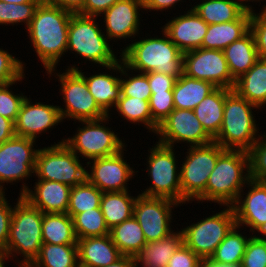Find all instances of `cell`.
<instances>
[{"label": "cell", "mask_w": 266, "mask_h": 267, "mask_svg": "<svg viewBox=\"0 0 266 267\" xmlns=\"http://www.w3.org/2000/svg\"><path fill=\"white\" fill-rule=\"evenodd\" d=\"M183 244V232L178 229L158 241L147 242L135 256V267H167L169 259Z\"/></svg>", "instance_id": "26"}, {"label": "cell", "mask_w": 266, "mask_h": 267, "mask_svg": "<svg viewBox=\"0 0 266 267\" xmlns=\"http://www.w3.org/2000/svg\"><path fill=\"white\" fill-rule=\"evenodd\" d=\"M104 267H135V259L132 256H122L116 262Z\"/></svg>", "instance_id": "55"}, {"label": "cell", "mask_w": 266, "mask_h": 267, "mask_svg": "<svg viewBox=\"0 0 266 267\" xmlns=\"http://www.w3.org/2000/svg\"><path fill=\"white\" fill-rule=\"evenodd\" d=\"M46 73L49 75L48 78L54 75L61 85L59 92L65 108L61 105L58 107L63 122L65 119L74 120L75 123L82 120H97L107 115L91 95L85 79L76 70L66 69L62 73L53 68Z\"/></svg>", "instance_id": "10"}, {"label": "cell", "mask_w": 266, "mask_h": 267, "mask_svg": "<svg viewBox=\"0 0 266 267\" xmlns=\"http://www.w3.org/2000/svg\"><path fill=\"white\" fill-rule=\"evenodd\" d=\"M230 90L228 88H216L193 109L203 129L212 139L218 135L221 129L225 96Z\"/></svg>", "instance_id": "29"}, {"label": "cell", "mask_w": 266, "mask_h": 267, "mask_svg": "<svg viewBox=\"0 0 266 267\" xmlns=\"http://www.w3.org/2000/svg\"><path fill=\"white\" fill-rule=\"evenodd\" d=\"M9 259L10 258L7 255H5L3 252H0V267H5L6 261H9Z\"/></svg>", "instance_id": "58"}, {"label": "cell", "mask_w": 266, "mask_h": 267, "mask_svg": "<svg viewBox=\"0 0 266 267\" xmlns=\"http://www.w3.org/2000/svg\"><path fill=\"white\" fill-rule=\"evenodd\" d=\"M25 74L17 81L0 85V115L8 118L9 120H12L14 123L17 119L20 107L24 99L26 98V95H23L25 93H15L12 91L14 84L18 82H22L23 79H25Z\"/></svg>", "instance_id": "42"}, {"label": "cell", "mask_w": 266, "mask_h": 267, "mask_svg": "<svg viewBox=\"0 0 266 267\" xmlns=\"http://www.w3.org/2000/svg\"><path fill=\"white\" fill-rule=\"evenodd\" d=\"M29 267H79L78 246L43 243L39 256Z\"/></svg>", "instance_id": "36"}, {"label": "cell", "mask_w": 266, "mask_h": 267, "mask_svg": "<svg viewBox=\"0 0 266 267\" xmlns=\"http://www.w3.org/2000/svg\"><path fill=\"white\" fill-rule=\"evenodd\" d=\"M148 150L145 164L146 172L151 180L150 186L139 194L148 197H163L182 205V189L180 186V161L174 147L156 141Z\"/></svg>", "instance_id": "7"}, {"label": "cell", "mask_w": 266, "mask_h": 267, "mask_svg": "<svg viewBox=\"0 0 266 267\" xmlns=\"http://www.w3.org/2000/svg\"><path fill=\"white\" fill-rule=\"evenodd\" d=\"M197 221L181 229L183 243L202 260H207L236 225L235 214L232 206L223 205L220 212Z\"/></svg>", "instance_id": "13"}, {"label": "cell", "mask_w": 266, "mask_h": 267, "mask_svg": "<svg viewBox=\"0 0 266 267\" xmlns=\"http://www.w3.org/2000/svg\"><path fill=\"white\" fill-rule=\"evenodd\" d=\"M195 267H206V260H202L199 264H197Z\"/></svg>", "instance_id": "60"}, {"label": "cell", "mask_w": 266, "mask_h": 267, "mask_svg": "<svg viewBox=\"0 0 266 267\" xmlns=\"http://www.w3.org/2000/svg\"><path fill=\"white\" fill-rule=\"evenodd\" d=\"M26 64L18 57L0 48V85L9 84L19 80L25 73ZM25 71V72H24Z\"/></svg>", "instance_id": "44"}, {"label": "cell", "mask_w": 266, "mask_h": 267, "mask_svg": "<svg viewBox=\"0 0 266 267\" xmlns=\"http://www.w3.org/2000/svg\"><path fill=\"white\" fill-rule=\"evenodd\" d=\"M15 200L17 202H14L9 236L3 253L10 261L15 260L18 267H29L39 256L43 244V212L30 205L21 195Z\"/></svg>", "instance_id": "4"}, {"label": "cell", "mask_w": 266, "mask_h": 267, "mask_svg": "<svg viewBox=\"0 0 266 267\" xmlns=\"http://www.w3.org/2000/svg\"><path fill=\"white\" fill-rule=\"evenodd\" d=\"M261 1L263 2L264 0H243L246 10L251 11V12L254 11L253 8H255V7H252V4L250 2H253V3L258 2L261 4ZM264 2H266V0ZM249 4H251V5H249Z\"/></svg>", "instance_id": "57"}, {"label": "cell", "mask_w": 266, "mask_h": 267, "mask_svg": "<svg viewBox=\"0 0 266 267\" xmlns=\"http://www.w3.org/2000/svg\"><path fill=\"white\" fill-rule=\"evenodd\" d=\"M43 243L77 244L73 218L67 213H43Z\"/></svg>", "instance_id": "33"}, {"label": "cell", "mask_w": 266, "mask_h": 267, "mask_svg": "<svg viewBox=\"0 0 266 267\" xmlns=\"http://www.w3.org/2000/svg\"><path fill=\"white\" fill-rule=\"evenodd\" d=\"M110 236L124 256L134 257L147 243L140 224L134 216L110 229Z\"/></svg>", "instance_id": "34"}, {"label": "cell", "mask_w": 266, "mask_h": 267, "mask_svg": "<svg viewBox=\"0 0 266 267\" xmlns=\"http://www.w3.org/2000/svg\"><path fill=\"white\" fill-rule=\"evenodd\" d=\"M250 180L249 153L244 150L225 149L209 175L206 190L196 203L211 202L231 206Z\"/></svg>", "instance_id": "3"}, {"label": "cell", "mask_w": 266, "mask_h": 267, "mask_svg": "<svg viewBox=\"0 0 266 267\" xmlns=\"http://www.w3.org/2000/svg\"><path fill=\"white\" fill-rule=\"evenodd\" d=\"M143 0H119L107 9L101 16L105 29L104 33L111 42L135 38L140 34V11L143 13ZM106 31V32H105Z\"/></svg>", "instance_id": "19"}, {"label": "cell", "mask_w": 266, "mask_h": 267, "mask_svg": "<svg viewBox=\"0 0 266 267\" xmlns=\"http://www.w3.org/2000/svg\"><path fill=\"white\" fill-rule=\"evenodd\" d=\"M249 153L250 179L266 182V133L261 134Z\"/></svg>", "instance_id": "43"}, {"label": "cell", "mask_w": 266, "mask_h": 267, "mask_svg": "<svg viewBox=\"0 0 266 267\" xmlns=\"http://www.w3.org/2000/svg\"><path fill=\"white\" fill-rule=\"evenodd\" d=\"M114 110L127 123L142 124L141 126L144 125V128L148 129L147 132L156 135L159 125L152 119L149 100L120 95Z\"/></svg>", "instance_id": "35"}, {"label": "cell", "mask_w": 266, "mask_h": 267, "mask_svg": "<svg viewBox=\"0 0 266 267\" xmlns=\"http://www.w3.org/2000/svg\"><path fill=\"white\" fill-rule=\"evenodd\" d=\"M119 0H85L83 7L77 12L83 16L101 17V15Z\"/></svg>", "instance_id": "51"}, {"label": "cell", "mask_w": 266, "mask_h": 267, "mask_svg": "<svg viewBox=\"0 0 266 267\" xmlns=\"http://www.w3.org/2000/svg\"><path fill=\"white\" fill-rule=\"evenodd\" d=\"M15 135L14 122L0 115V144L8 141Z\"/></svg>", "instance_id": "53"}, {"label": "cell", "mask_w": 266, "mask_h": 267, "mask_svg": "<svg viewBox=\"0 0 266 267\" xmlns=\"http://www.w3.org/2000/svg\"><path fill=\"white\" fill-rule=\"evenodd\" d=\"M102 195L103 192L87 180L72 187L67 214L73 218L78 213L99 208Z\"/></svg>", "instance_id": "38"}, {"label": "cell", "mask_w": 266, "mask_h": 267, "mask_svg": "<svg viewBox=\"0 0 266 267\" xmlns=\"http://www.w3.org/2000/svg\"><path fill=\"white\" fill-rule=\"evenodd\" d=\"M42 0H32L31 2L14 4L0 1V25H25V29L31 23L36 8ZM22 23V24H20Z\"/></svg>", "instance_id": "40"}, {"label": "cell", "mask_w": 266, "mask_h": 267, "mask_svg": "<svg viewBox=\"0 0 266 267\" xmlns=\"http://www.w3.org/2000/svg\"><path fill=\"white\" fill-rule=\"evenodd\" d=\"M61 122L62 118L57 105L43 104L40 101L33 102L29 95V98L26 96L22 102L14 123L15 134L36 140L42 133L51 131Z\"/></svg>", "instance_id": "20"}, {"label": "cell", "mask_w": 266, "mask_h": 267, "mask_svg": "<svg viewBox=\"0 0 266 267\" xmlns=\"http://www.w3.org/2000/svg\"><path fill=\"white\" fill-rule=\"evenodd\" d=\"M0 1L5 3L20 4V3L31 2L32 0H0Z\"/></svg>", "instance_id": "59"}, {"label": "cell", "mask_w": 266, "mask_h": 267, "mask_svg": "<svg viewBox=\"0 0 266 267\" xmlns=\"http://www.w3.org/2000/svg\"><path fill=\"white\" fill-rule=\"evenodd\" d=\"M233 90L263 109L266 105V58L259 57L245 74L235 80Z\"/></svg>", "instance_id": "27"}, {"label": "cell", "mask_w": 266, "mask_h": 267, "mask_svg": "<svg viewBox=\"0 0 266 267\" xmlns=\"http://www.w3.org/2000/svg\"><path fill=\"white\" fill-rule=\"evenodd\" d=\"M36 141L15 135L0 144V192L6 190L5 183L13 185L22 181L19 195L29 188L26 181L34 175L38 152Z\"/></svg>", "instance_id": "12"}, {"label": "cell", "mask_w": 266, "mask_h": 267, "mask_svg": "<svg viewBox=\"0 0 266 267\" xmlns=\"http://www.w3.org/2000/svg\"><path fill=\"white\" fill-rule=\"evenodd\" d=\"M223 52L234 80L245 74L259 58L255 38L251 31L227 46Z\"/></svg>", "instance_id": "28"}, {"label": "cell", "mask_w": 266, "mask_h": 267, "mask_svg": "<svg viewBox=\"0 0 266 267\" xmlns=\"http://www.w3.org/2000/svg\"><path fill=\"white\" fill-rule=\"evenodd\" d=\"M81 161L61 139L57 144L38 148L33 177L74 187L86 181L87 167Z\"/></svg>", "instance_id": "9"}, {"label": "cell", "mask_w": 266, "mask_h": 267, "mask_svg": "<svg viewBox=\"0 0 266 267\" xmlns=\"http://www.w3.org/2000/svg\"><path fill=\"white\" fill-rule=\"evenodd\" d=\"M183 74L217 88L233 89L235 85L221 50L199 48L183 53Z\"/></svg>", "instance_id": "16"}, {"label": "cell", "mask_w": 266, "mask_h": 267, "mask_svg": "<svg viewBox=\"0 0 266 267\" xmlns=\"http://www.w3.org/2000/svg\"><path fill=\"white\" fill-rule=\"evenodd\" d=\"M185 10L187 12L167 19L161 27L183 53L202 48L208 29V24L192 8Z\"/></svg>", "instance_id": "22"}, {"label": "cell", "mask_w": 266, "mask_h": 267, "mask_svg": "<svg viewBox=\"0 0 266 267\" xmlns=\"http://www.w3.org/2000/svg\"><path fill=\"white\" fill-rule=\"evenodd\" d=\"M42 2L56 5L73 13H77L83 7L85 0H42Z\"/></svg>", "instance_id": "54"}, {"label": "cell", "mask_w": 266, "mask_h": 267, "mask_svg": "<svg viewBox=\"0 0 266 267\" xmlns=\"http://www.w3.org/2000/svg\"><path fill=\"white\" fill-rule=\"evenodd\" d=\"M77 246L79 267H104L123 256L110 234L78 239Z\"/></svg>", "instance_id": "24"}, {"label": "cell", "mask_w": 266, "mask_h": 267, "mask_svg": "<svg viewBox=\"0 0 266 267\" xmlns=\"http://www.w3.org/2000/svg\"><path fill=\"white\" fill-rule=\"evenodd\" d=\"M99 18L93 16H83L73 13L68 27L67 53H75L80 56L84 63L98 64L97 67L110 66L118 62L119 59L110 41L97 22ZM78 55V56H77ZM85 59V60H84Z\"/></svg>", "instance_id": "6"}, {"label": "cell", "mask_w": 266, "mask_h": 267, "mask_svg": "<svg viewBox=\"0 0 266 267\" xmlns=\"http://www.w3.org/2000/svg\"><path fill=\"white\" fill-rule=\"evenodd\" d=\"M231 206L241 230L247 227L252 235H266V182L250 179Z\"/></svg>", "instance_id": "18"}, {"label": "cell", "mask_w": 266, "mask_h": 267, "mask_svg": "<svg viewBox=\"0 0 266 267\" xmlns=\"http://www.w3.org/2000/svg\"><path fill=\"white\" fill-rule=\"evenodd\" d=\"M251 11H245L237 20L208 25L202 48L223 51L250 31Z\"/></svg>", "instance_id": "25"}, {"label": "cell", "mask_w": 266, "mask_h": 267, "mask_svg": "<svg viewBox=\"0 0 266 267\" xmlns=\"http://www.w3.org/2000/svg\"><path fill=\"white\" fill-rule=\"evenodd\" d=\"M67 69L76 70L85 79L88 90L94 97L96 103L107 115H109L110 111L112 112L115 108V105L121 95V58L115 64L102 68L107 72L101 73L97 71L96 73L95 71V74H92L90 76L88 75V73L86 74L85 72H82V68L77 67L76 64L67 66Z\"/></svg>", "instance_id": "21"}, {"label": "cell", "mask_w": 266, "mask_h": 267, "mask_svg": "<svg viewBox=\"0 0 266 267\" xmlns=\"http://www.w3.org/2000/svg\"><path fill=\"white\" fill-rule=\"evenodd\" d=\"M191 8L208 24L237 20L245 11L243 0H202Z\"/></svg>", "instance_id": "31"}, {"label": "cell", "mask_w": 266, "mask_h": 267, "mask_svg": "<svg viewBox=\"0 0 266 267\" xmlns=\"http://www.w3.org/2000/svg\"><path fill=\"white\" fill-rule=\"evenodd\" d=\"M217 87L212 83L182 74L173 88V102L176 109L193 110Z\"/></svg>", "instance_id": "30"}, {"label": "cell", "mask_w": 266, "mask_h": 267, "mask_svg": "<svg viewBox=\"0 0 266 267\" xmlns=\"http://www.w3.org/2000/svg\"><path fill=\"white\" fill-rule=\"evenodd\" d=\"M73 224L77 239L110 234L100 207L76 214Z\"/></svg>", "instance_id": "39"}, {"label": "cell", "mask_w": 266, "mask_h": 267, "mask_svg": "<svg viewBox=\"0 0 266 267\" xmlns=\"http://www.w3.org/2000/svg\"><path fill=\"white\" fill-rule=\"evenodd\" d=\"M202 259L184 243L174 252L167 267H195Z\"/></svg>", "instance_id": "49"}, {"label": "cell", "mask_w": 266, "mask_h": 267, "mask_svg": "<svg viewBox=\"0 0 266 267\" xmlns=\"http://www.w3.org/2000/svg\"><path fill=\"white\" fill-rule=\"evenodd\" d=\"M225 149L216 142L202 146H188L180 163L182 205L192 203L206 190L209 175L215 168L218 156Z\"/></svg>", "instance_id": "11"}, {"label": "cell", "mask_w": 266, "mask_h": 267, "mask_svg": "<svg viewBox=\"0 0 266 267\" xmlns=\"http://www.w3.org/2000/svg\"><path fill=\"white\" fill-rule=\"evenodd\" d=\"M158 142L175 147V144L202 146L214 140L203 129L193 110L174 109L158 126Z\"/></svg>", "instance_id": "15"}, {"label": "cell", "mask_w": 266, "mask_h": 267, "mask_svg": "<svg viewBox=\"0 0 266 267\" xmlns=\"http://www.w3.org/2000/svg\"><path fill=\"white\" fill-rule=\"evenodd\" d=\"M148 77L151 93H161L165 91H173L174 85L178 78L163 74L161 72L145 73Z\"/></svg>", "instance_id": "50"}, {"label": "cell", "mask_w": 266, "mask_h": 267, "mask_svg": "<svg viewBox=\"0 0 266 267\" xmlns=\"http://www.w3.org/2000/svg\"><path fill=\"white\" fill-rule=\"evenodd\" d=\"M239 225H235L225 239L217 246L209 260L215 264L241 263L246 245L250 237L245 236V231ZM244 234V235H243Z\"/></svg>", "instance_id": "37"}, {"label": "cell", "mask_w": 266, "mask_h": 267, "mask_svg": "<svg viewBox=\"0 0 266 267\" xmlns=\"http://www.w3.org/2000/svg\"><path fill=\"white\" fill-rule=\"evenodd\" d=\"M254 109L260 110L231 89L225 96L223 123L214 142L224 149L248 152L261 135Z\"/></svg>", "instance_id": "5"}, {"label": "cell", "mask_w": 266, "mask_h": 267, "mask_svg": "<svg viewBox=\"0 0 266 267\" xmlns=\"http://www.w3.org/2000/svg\"><path fill=\"white\" fill-rule=\"evenodd\" d=\"M135 73V74H133ZM121 95L143 100H150L151 90L145 73L131 70L121 59Z\"/></svg>", "instance_id": "41"}, {"label": "cell", "mask_w": 266, "mask_h": 267, "mask_svg": "<svg viewBox=\"0 0 266 267\" xmlns=\"http://www.w3.org/2000/svg\"><path fill=\"white\" fill-rule=\"evenodd\" d=\"M5 196V191L0 192V252H4L6 249L14 206V204L11 206L8 203Z\"/></svg>", "instance_id": "48"}, {"label": "cell", "mask_w": 266, "mask_h": 267, "mask_svg": "<svg viewBox=\"0 0 266 267\" xmlns=\"http://www.w3.org/2000/svg\"><path fill=\"white\" fill-rule=\"evenodd\" d=\"M149 105L152 119L159 125L175 109L173 91L152 93Z\"/></svg>", "instance_id": "46"}, {"label": "cell", "mask_w": 266, "mask_h": 267, "mask_svg": "<svg viewBox=\"0 0 266 267\" xmlns=\"http://www.w3.org/2000/svg\"><path fill=\"white\" fill-rule=\"evenodd\" d=\"M32 187L21 195L30 205L43 213H67L72 187L41 179H37Z\"/></svg>", "instance_id": "23"}, {"label": "cell", "mask_w": 266, "mask_h": 267, "mask_svg": "<svg viewBox=\"0 0 266 267\" xmlns=\"http://www.w3.org/2000/svg\"><path fill=\"white\" fill-rule=\"evenodd\" d=\"M111 114L113 113L97 120L78 121L82 126L77 127L72 137H64L62 140L79 158H85V161L122 151L127 146L126 142L119 138L113 128L106 126L111 121Z\"/></svg>", "instance_id": "8"}, {"label": "cell", "mask_w": 266, "mask_h": 267, "mask_svg": "<svg viewBox=\"0 0 266 267\" xmlns=\"http://www.w3.org/2000/svg\"><path fill=\"white\" fill-rule=\"evenodd\" d=\"M241 267H266V235H251Z\"/></svg>", "instance_id": "45"}, {"label": "cell", "mask_w": 266, "mask_h": 267, "mask_svg": "<svg viewBox=\"0 0 266 267\" xmlns=\"http://www.w3.org/2000/svg\"><path fill=\"white\" fill-rule=\"evenodd\" d=\"M206 267H241V263L237 264H215L209 259L206 260Z\"/></svg>", "instance_id": "56"}, {"label": "cell", "mask_w": 266, "mask_h": 267, "mask_svg": "<svg viewBox=\"0 0 266 267\" xmlns=\"http://www.w3.org/2000/svg\"><path fill=\"white\" fill-rule=\"evenodd\" d=\"M72 14L59 6L41 2L25 31L45 72L57 68L61 57L67 53L68 27Z\"/></svg>", "instance_id": "1"}, {"label": "cell", "mask_w": 266, "mask_h": 267, "mask_svg": "<svg viewBox=\"0 0 266 267\" xmlns=\"http://www.w3.org/2000/svg\"><path fill=\"white\" fill-rule=\"evenodd\" d=\"M260 9L259 13L251 12L250 31L255 38L258 56L266 58V5Z\"/></svg>", "instance_id": "47"}, {"label": "cell", "mask_w": 266, "mask_h": 267, "mask_svg": "<svg viewBox=\"0 0 266 267\" xmlns=\"http://www.w3.org/2000/svg\"><path fill=\"white\" fill-rule=\"evenodd\" d=\"M126 147L111 156L94 158L85 163L87 168L86 180L95 185L100 191L121 192L128 191L127 182L134 179L135 171L129 162L124 159Z\"/></svg>", "instance_id": "17"}, {"label": "cell", "mask_w": 266, "mask_h": 267, "mask_svg": "<svg viewBox=\"0 0 266 267\" xmlns=\"http://www.w3.org/2000/svg\"><path fill=\"white\" fill-rule=\"evenodd\" d=\"M136 198L130 190L103 193L100 208L109 230L133 216Z\"/></svg>", "instance_id": "32"}, {"label": "cell", "mask_w": 266, "mask_h": 267, "mask_svg": "<svg viewBox=\"0 0 266 267\" xmlns=\"http://www.w3.org/2000/svg\"><path fill=\"white\" fill-rule=\"evenodd\" d=\"M178 206L182 205L168 198L137 195L133 216L140 224L146 242L158 241L175 231L172 230V210Z\"/></svg>", "instance_id": "14"}, {"label": "cell", "mask_w": 266, "mask_h": 267, "mask_svg": "<svg viewBox=\"0 0 266 267\" xmlns=\"http://www.w3.org/2000/svg\"><path fill=\"white\" fill-rule=\"evenodd\" d=\"M144 2V10L147 12H151V11H157L159 12H163L167 10H172L174 8V10L176 9V5H178V3L180 2H186L184 0H143ZM170 8V9H169Z\"/></svg>", "instance_id": "52"}, {"label": "cell", "mask_w": 266, "mask_h": 267, "mask_svg": "<svg viewBox=\"0 0 266 267\" xmlns=\"http://www.w3.org/2000/svg\"><path fill=\"white\" fill-rule=\"evenodd\" d=\"M160 37H140L121 48L124 64L137 73L161 72L176 78L183 74V52L170 40L162 29ZM147 37V38H146ZM137 40V41H136Z\"/></svg>", "instance_id": "2"}]
</instances>
